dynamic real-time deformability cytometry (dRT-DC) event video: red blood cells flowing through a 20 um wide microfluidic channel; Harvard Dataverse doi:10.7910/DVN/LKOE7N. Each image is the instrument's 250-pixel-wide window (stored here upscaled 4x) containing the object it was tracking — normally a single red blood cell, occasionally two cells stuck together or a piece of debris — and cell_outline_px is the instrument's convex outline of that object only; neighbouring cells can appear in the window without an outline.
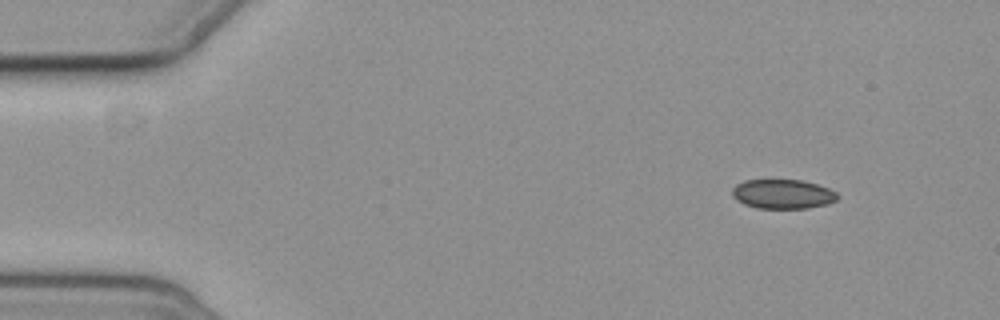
{"species": "common noctule bat (a hibernating species)", "species_latin": "Nyctalus noctula", "temperature_condition": "cold", "stored_images_in_passage": 4, "camera_frame_rate_fps": 3000, "um_per_image_px": 0.085, "animal": {"sex": "female", "body_mass_g": 19.3, "forearm_length_mm": 54.1}, "frame": {"image": 1, "passage_image": 1, "time_ms": 0.0, "image_size_px": [1000, 320], "cell_outline_px": [[840, 196], [836, 200], [828, 204], [808, 208], [756, 208], [744, 204], [736, 200], [732, 196], [732, 188], [736, 184], [744, 180], [800, 180], [816, 184], [828, 188], [836, 192]], "centroid_in_image_um": [66.52, 16.5], "position_along_channel_um": 18.5, "area_um2": 18.09}}
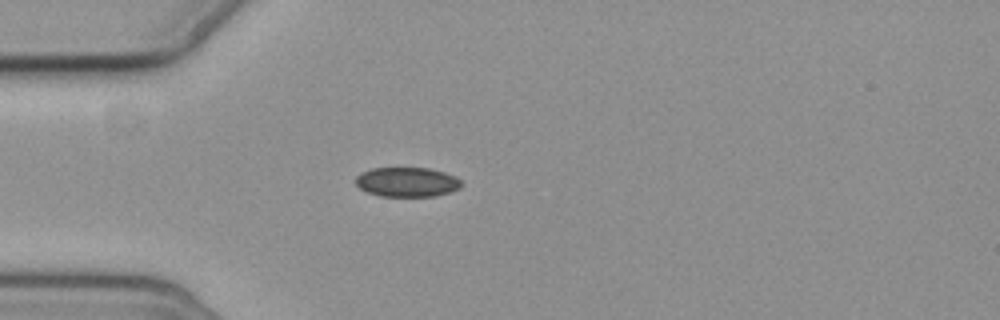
{"frame": {"image": 2, "passage_image": 3, "time_ms": 3.333, "image_size_px": [1000, 320], "cell_outline_px": [[460, 188], [436, 196], [380, 196], [368, 192], [360, 188], [356, 184], [356, 176], [360, 172], [372, 168], [428, 168], [444, 172], [456, 176], [460, 180]], "centroid_in_image_um": [34.58, 15.46], "position_along_channel_um": 50.4, "area_um2": 18.15}}